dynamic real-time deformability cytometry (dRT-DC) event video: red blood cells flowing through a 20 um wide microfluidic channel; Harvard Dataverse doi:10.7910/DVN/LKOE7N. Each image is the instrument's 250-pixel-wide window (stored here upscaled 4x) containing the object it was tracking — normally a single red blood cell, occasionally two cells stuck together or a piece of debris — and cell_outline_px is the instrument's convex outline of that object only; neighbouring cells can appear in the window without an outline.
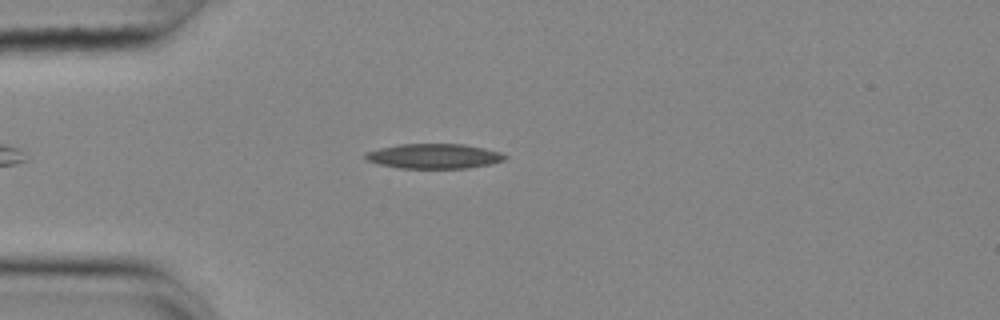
{"species": "common noctule bat (a hibernating species)", "species_latin": "Nyctalus noctula", "temperature_condition": "cold", "stored_images_in_passage": 45, "camera_frame_rate_fps": 3000, "um_per_image_px": 0.085, "animal": {"sex": "female", "body_mass_g": 25.1}, "frame": {"image": 1, "passage_image": 5, "time_ms": 1.333, "image_size_px": [1000, 320], "cell_outline_px": [[508, 156], [504, 160], [488, 164], [468, 168], [400, 168], [380, 164], [368, 160], [364, 156], [364, 152], [380, 148], [400, 144], [464, 144], [484, 148], [500, 152]], "centroid_in_image_um": [36.89, 13.27], "position_along_channel_um": 48.1, "area_um2": 20.06}}
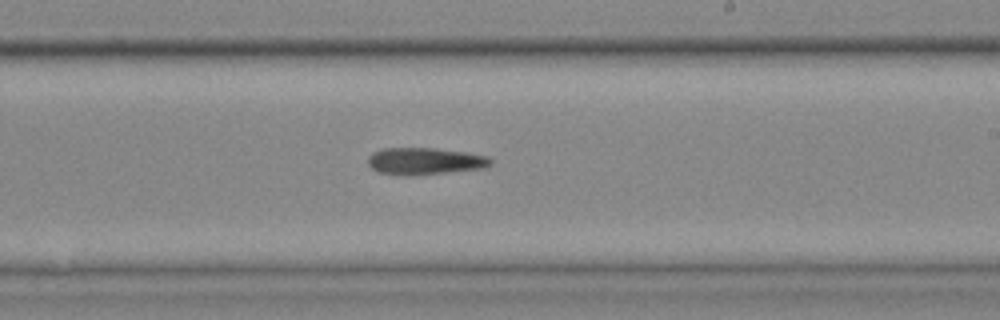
{"frame": {"image": 2, "passage_image": 23, "time_ms": 7.333, "image_size_px": [1000, 320], "cell_outline_px": [[492, 164], [488, 168], [448, 172], [404, 176], [400, 176], [376, 172], [368, 164], [368, 156], [372, 152], [384, 148], [436, 148], [468, 152], [488, 156], [492, 160]], "centroid_in_image_um": [36.12, 13.7], "position_along_channel_um": 252.9, "area_um2": 19.65}}
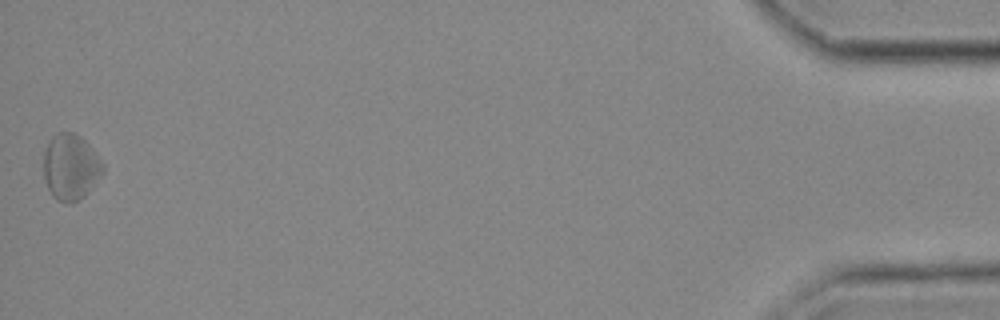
{"frame": {"image": 3, "passage_image": 45, "time_ms": 14.667, "image_size_px": [1000, 320], "cell_outline_px": [[104, 172], [88, 192], [84, 196], [72, 204], [68, 204], [56, 200], [52, 196], [48, 188], [44, 176], [44, 152], [52, 136], [56, 132], [72, 132], [80, 136], [92, 148], [104, 164]], "centroid_in_image_um": [6.01, 14.21], "position_along_channel_um": 429.2, "area_um2": 22.89}}